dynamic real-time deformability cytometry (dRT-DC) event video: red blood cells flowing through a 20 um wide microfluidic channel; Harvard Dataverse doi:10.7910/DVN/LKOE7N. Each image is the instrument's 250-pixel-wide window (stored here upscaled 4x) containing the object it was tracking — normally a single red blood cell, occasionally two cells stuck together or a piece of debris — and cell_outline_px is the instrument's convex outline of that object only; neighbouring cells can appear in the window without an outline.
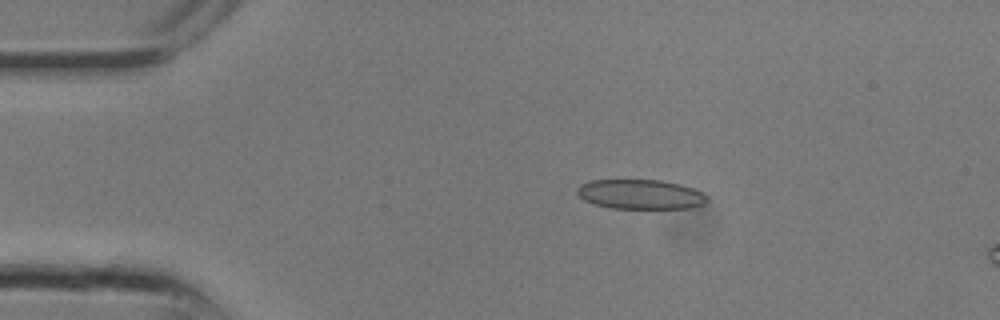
{"species": "common noctule bat (a hibernating species)", "species_latin": "Nyctalus noctula", "temperature_condition": "room temperature", "stored_images_in_passage": 8, "camera_frame_rate_fps": 3000, "um_per_image_px": 0.085, "animal": {"sex": "male", "body_mass_g": 13.3}, "frame": {"image": 1, "passage_image": 5, "time_ms": 1.333, "image_size_px": [1000, 320], "cell_outline_px": [[708, 200], [704, 204], [692, 208], [612, 208], [596, 204], [584, 200], [576, 192], [576, 188], [580, 184], [588, 180], [660, 180], [680, 184], [692, 188], [700, 192]], "centroid_in_image_um": [54.4, 16.51], "position_along_channel_um": 30.6, "area_um2": 22.31}}